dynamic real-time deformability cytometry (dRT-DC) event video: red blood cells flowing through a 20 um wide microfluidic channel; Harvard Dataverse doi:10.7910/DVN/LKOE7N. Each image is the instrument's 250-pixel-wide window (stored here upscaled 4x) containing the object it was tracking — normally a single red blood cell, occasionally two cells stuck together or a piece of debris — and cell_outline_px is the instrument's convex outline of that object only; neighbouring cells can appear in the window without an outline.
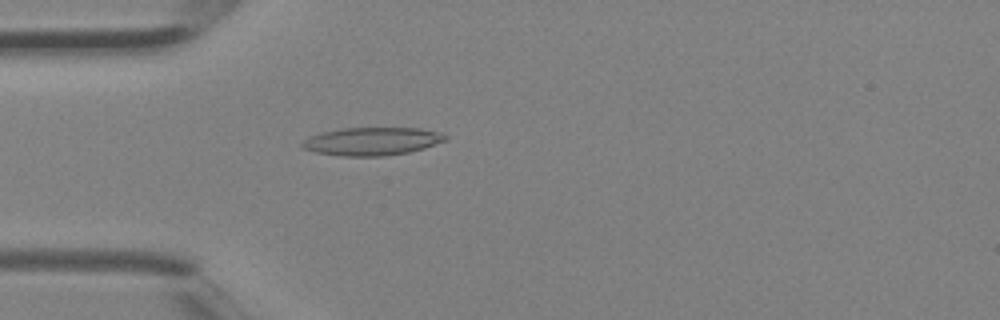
{"species": "Egyptian fruit bat (a non-hibernating species)", "species_latin": "Rousettus aegyptiacus", "temperature_condition": "room temperature", "stored_images_in_passage": 3, "camera_frame_rate_fps": 3000, "um_per_image_px": 0.085, "animal": {"sex": "female"}, "frame": {"image": 1, "passage_image": 3, "time_ms": 0.667, "image_size_px": [1000, 320], "cell_outline_px": [[448, 140], [424, 148], [408, 152], [384, 156], [344, 156], [316, 152], [304, 148], [300, 144], [308, 136], [324, 132], [344, 128], [420, 128], [440, 132], [448, 136]], "centroid_in_image_um": [31.66, 12.01], "position_along_channel_um": 53.3, "area_um2": 23.29}}